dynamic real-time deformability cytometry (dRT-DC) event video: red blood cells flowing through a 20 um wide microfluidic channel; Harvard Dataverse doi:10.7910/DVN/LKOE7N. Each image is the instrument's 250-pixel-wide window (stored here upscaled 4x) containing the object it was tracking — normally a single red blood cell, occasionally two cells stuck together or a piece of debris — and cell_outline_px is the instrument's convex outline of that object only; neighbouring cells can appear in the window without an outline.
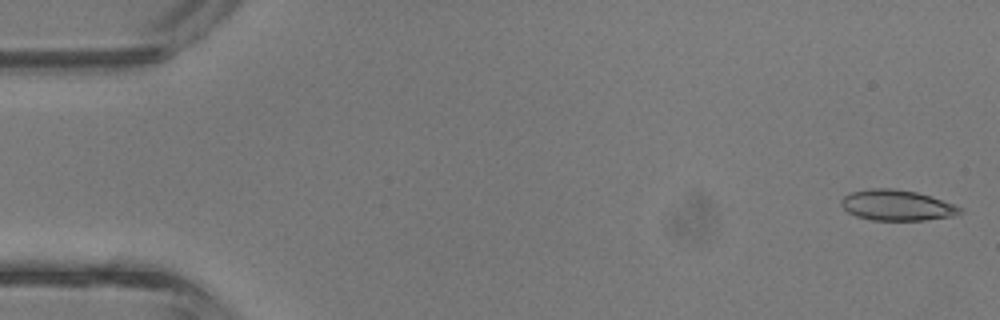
{"species": "common noctule bat (a hibernating species)", "species_latin": "Nyctalus noctula", "temperature_condition": "room temperature", "stored_images_in_passage": 3, "camera_frame_rate_fps": 3000, "um_per_image_px": 0.085, "animal": {"sex": "male", "body_mass_g": 13.3}, "frame": {"image": 1, "passage_image": 1, "time_ms": 0.0, "image_size_px": [1000, 320], "cell_outline_px": [[964, 212], [952, 216], [924, 220], [872, 220], [856, 216], [848, 212], [840, 204], [840, 200], [848, 192], [868, 188], [892, 188], [916, 192], [932, 196], [964, 208]], "centroid_in_image_um": [76.23, 17.44], "position_along_channel_um": 8.8, "area_um2": 21.44}}
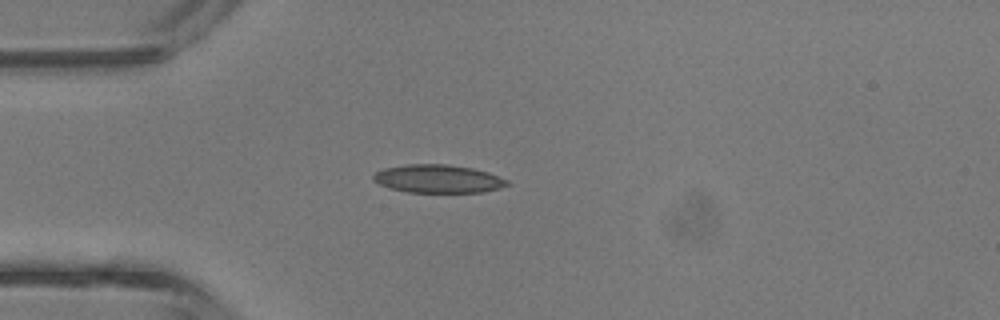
{"frame": {"image": 2, "passage_image": 3, "time_ms": 0.667, "image_size_px": [1000, 320], "cell_outline_px": [[512, 184], [500, 188], [484, 192], [408, 192], [388, 188], [372, 180], [372, 176], [376, 172], [384, 168], [408, 164], [444, 164], [472, 168], [488, 172], [508, 180]], "centroid_in_image_um": [37.24, 15.2], "position_along_channel_um": 47.8, "area_um2": 22.02}}